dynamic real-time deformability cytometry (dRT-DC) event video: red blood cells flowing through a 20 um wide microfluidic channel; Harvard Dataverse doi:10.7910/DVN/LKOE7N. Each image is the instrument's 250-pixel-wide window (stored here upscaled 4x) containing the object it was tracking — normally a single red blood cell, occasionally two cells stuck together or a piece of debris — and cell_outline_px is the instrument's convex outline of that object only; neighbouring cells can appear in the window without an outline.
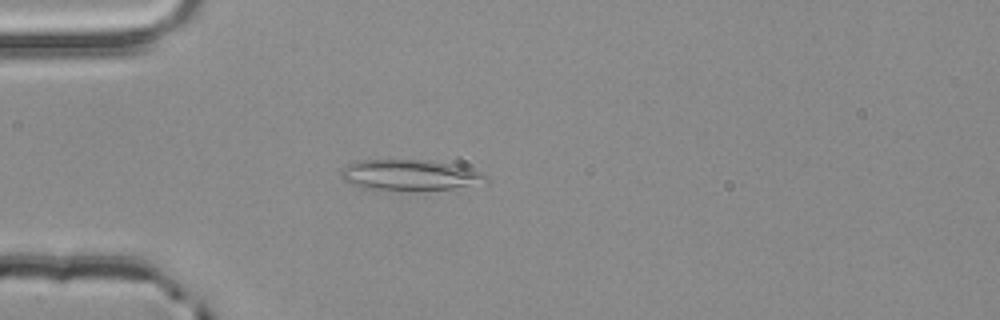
{"species": "common noctule bat (a hibernating species)", "species_latin": "Nyctalus noctula", "temperature_condition": "room temperature", "stored_images_in_passage": 47, "camera_frame_rate_fps": 3000, "um_per_image_px": 0.085, "animal": {"sex": "male", "body_mass_g": 20.4}, "frame": {"image": 1, "passage_image": 8, "time_ms": 2.333, "image_size_px": [1000, 320], "cell_outline_px": [[488, 184], [452, 188], [360, 188], [344, 180], [340, 176], [340, 168], [348, 164], [360, 160], [432, 160], [452, 164], [484, 172], [488, 176]], "centroid_in_image_um": [34.89, 14.84], "position_along_channel_um": 50.1, "area_um2": 25.61}}
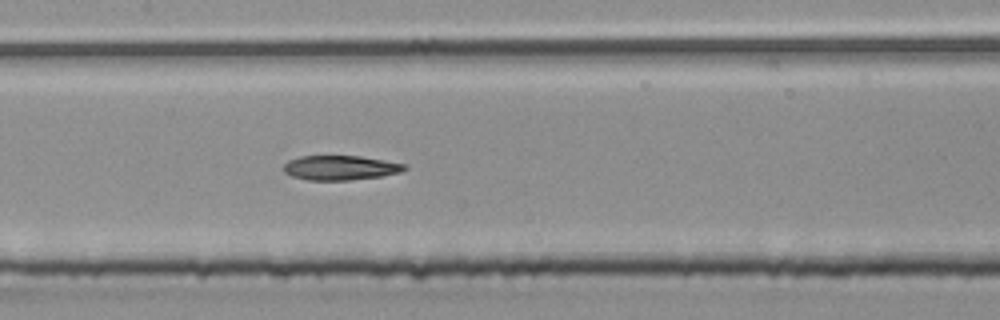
{"frame": {"image": 2, "passage_image": 19, "time_ms": 6.0, "image_size_px": [1000, 320], "cell_outline_px": [[408, 168], [400, 172], [380, 176], [348, 180], [308, 180], [292, 176], [284, 172], [284, 164], [288, 160], [300, 156], [360, 156], [408, 164]], "centroid_in_image_um": [28.94, 14.25], "position_along_channel_um": 178.5, "area_um2": 17.28}}
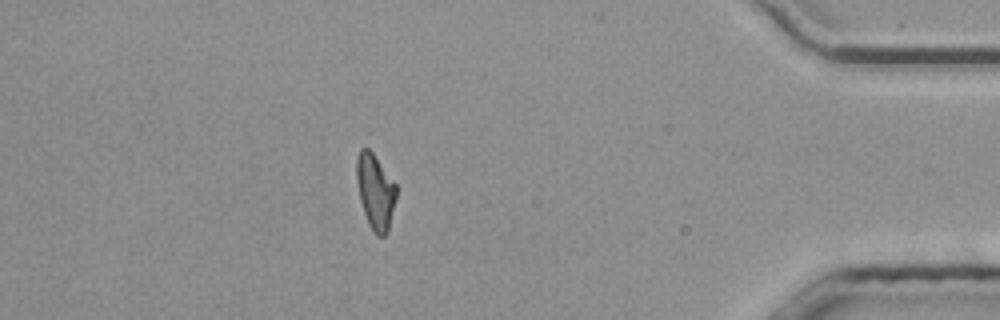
{"frame": {"image": 3, "passage_image": 40, "time_ms": 13.0, "image_size_px": [1000, 320], "cell_outline_px": [[396, 196], [388, 232], [384, 236], [376, 236], [372, 232], [368, 224], [360, 200], [356, 180], [356, 156], [360, 148], [368, 148], [372, 152], [396, 184]], "centroid_in_image_um": [31.88, 16.29], "position_along_channel_um": 403.3, "area_um2": 17.46}}